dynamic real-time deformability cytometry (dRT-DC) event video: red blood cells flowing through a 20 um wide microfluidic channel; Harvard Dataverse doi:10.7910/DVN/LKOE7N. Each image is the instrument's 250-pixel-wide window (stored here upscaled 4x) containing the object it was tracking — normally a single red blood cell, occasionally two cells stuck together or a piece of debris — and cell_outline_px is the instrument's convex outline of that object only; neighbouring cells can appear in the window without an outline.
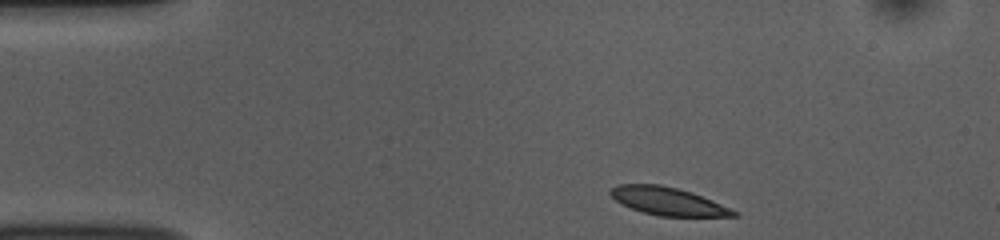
{"species": "common noctule bat (a hibernating species)", "species_latin": "Nyctalus noctula", "temperature_condition": "room temperature", "stored_images_in_passage": 45, "camera_frame_rate_fps": 3000, "um_per_image_px": 0.085, "animal": {"sex": "female", "body_mass_g": 10.0, "forearm_length_mm": 53.1}, "frame": {"image": 1, "passage_image": 1, "time_ms": 0.0, "image_size_px": [1000, 240], "cell_outline_px": [[740, 216], [660, 216], [644, 212], [620, 204], [608, 192], [616, 184], [660, 184], [692, 192], [712, 200], [740, 212]], "centroid_in_image_um": [56.79, 17.1], "position_along_channel_um": 28.2, "area_um2": 20.0}}
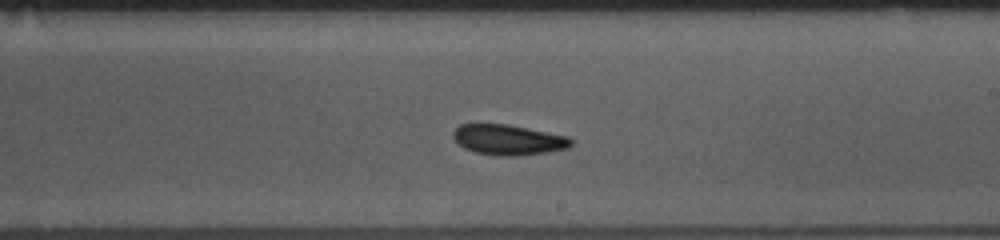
{"frame": {"image": 2, "passage_image": 23, "time_ms": 7.333, "image_size_px": [1000, 240], "cell_outline_px": [[572, 144], [568, 148], [548, 152], [520, 156], [496, 156], [476, 152], [464, 148], [452, 136], [452, 132], [460, 124], [508, 124], [568, 136], [572, 140]], "centroid_in_image_um": [43.22, 11.88], "position_along_channel_um": 245.8, "area_um2": 20.92}}
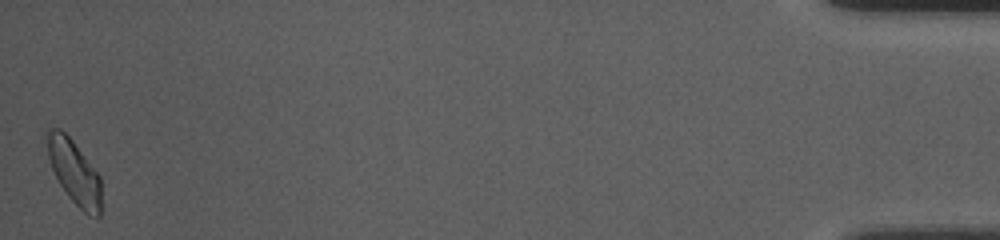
{"frame": {"image": 3, "passage_image": 45, "time_ms": 14.667, "image_size_px": [1000, 240], "cell_outline_px": [[100, 216], [96, 220], [88, 216], [68, 196], [60, 184], [52, 168], [48, 156], [44, 132], [48, 128], [60, 128], [72, 140], [100, 176]], "centroid_in_image_um": [6.29, 14.62], "position_along_channel_um": 428.9, "area_um2": 20.23}, "authors_computed_cell_mechanics": {"area_um2": 20.6924, "velocity_mm_per_s": 3.7427, "shape_relaxation_time_tau1_ms": 9.6299, "shape_relaxation_time_tau2_ms": null, "deformation_change_tau1": 0.1677, "deformation_change_tau2": null}}